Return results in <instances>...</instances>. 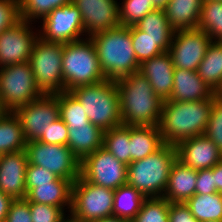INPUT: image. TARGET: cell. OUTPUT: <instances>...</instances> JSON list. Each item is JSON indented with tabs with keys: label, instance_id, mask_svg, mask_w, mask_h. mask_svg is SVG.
<instances>
[{
	"label": "cell",
	"instance_id": "cell-7",
	"mask_svg": "<svg viewBox=\"0 0 222 222\" xmlns=\"http://www.w3.org/2000/svg\"><path fill=\"white\" fill-rule=\"evenodd\" d=\"M63 46L62 42L46 41L40 36L34 43L28 63L36 86L43 94L65 91L62 74Z\"/></svg>",
	"mask_w": 222,
	"mask_h": 222
},
{
	"label": "cell",
	"instance_id": "cell-40",
	"mask_svg": "<svg viewBox=\"0 0 222 222\" xmlns=\"http://www.w3.org/2000/svg\"><path fill=\"white\" fill-rule=\"evenodd\" d=\"M68 127L64 121L59 117L54 122L50 123V126L46 129L45 133L38 139V141L47 144H68Z\"/></svg>",
	"mask_w": 222,
	"mask_h": 222
},
{
	"label": "cell",
	"instance_id": "cell-37",
	"mask_svg": "<svg viewBox=\"0 0 222 222\" xmlns=\"http://www.w3.org/2000/svg\"><path fill=\"white\" fill-rule=\"evenodd\" d=\"M119 5L120 26H133L146 14L155 10L151 0H123Z\"/></svg>",
	"mask_w": 222,
	"mask_h": 222
},
{
	"label": "cell",
	"instance_id": "cell-25",
	"mask_svg": "<svg viewBox=\"0 0 222 222\" xmlns=\"http://www.w3.org/2000/svg\"><path fill=\"white\" fill-rule=\"evenodd\" d=\"M164 144L159 126H130V163L153 154Z\"/></svg>",
	"mask_w": 222,
	"mask_h": 222
},
{
	"label": "cell",
	"instance_id": "cell-41",
	"mask_svg": "<svg viewBox=\"0 0 222 222\" xmlns=\"http://www.w3.org/2000/svg\"><path fill=\"white\" fill-rule=\"evenodd\" d=\"M20 20L19 0H0V33Z\"/></svg>",
	"mask_w": 222,
	"mask_h": 222
},
{
	"label": "cell",
	"instance_id": "cell-6",
	"mask_svg": "<svg viewBox=\"0 0 222 222\" xmlns=\"http://www.w3.org/2000/svg\"><path fill=\"white\" fill-rule=\"evenodd\" d=\"M62 74L65 91L105 80L95 45L90 37L64 43Z\"/></svg>",
	"mask_w": 222,
	"mask_h": 222
},
{
	"label": "cell",
	"instance_id": "cell-9",
	"mask_svg": "<svg viewBox=\"0 0 222 222\" xmlns=\"http://www.w3.org/2000/svg\"><path fill=\"white\" fill-rule=\"evenodd\" d=\"M28 163L46 168L58 178L77 180L81 161L65 145L47 144L38 140L26 143Z\"/></svg>",
	"mask_w": 222,
	"mask_h": 222
},
{
	"label": "cell",
	"instance_id": "cell-17",
	"mask_svg": "<svg viewBox=\"0 0 222 222\" xmlns=\"http://www.w3.org/2000/svg\"><path fill=\"white\" fill-rule=\"evenodd\" d=\"M26 150L0 155V191L12 199L26 198Z\"/></svg>",
	"mask_w": 222,
	"mask_h": 222
},
{
	"label": "cell",
	"instance_id": "cell-16",
	"mask_svg": "<svg viewBox=\"0 0 222 222\" xmlns=\"http://www.w3.org/2000/svg\"><path fill=\"white\" fill-rule=\"evenodd\" d=\"M80 11L85 36L117 28L119 4L116 0H72ZM88 32V33H87Z\"/></svg>",
	"mask_w": 222,
	"mask_h": 222
},
{
	"label": "cell",
	"instance_id": "cell-45",
	"mask_svg": "<svg viewBox=\"0 0 222 222\" xmlns=\"http://www.w3.org/2000/svg\"><path fill=\"white\" fill-rule=\"evenodd\" d=\"M169 222H199L184 203H170Z\"/></svg>",
	"mask_w": 222,
	"mask_h": 222
},
{
	"label": "cell",
	"instance_id": "cell-5",
	"mask_svg": "<svg viewBox=\"0 0 222 222\" xmlns=\"http://www.w3.org/2000/svg\"><path fill=\"white\" fill-rule=\"evenodd\" d=\"M85 108L88 120L103 131L122 125L116 81L103 80L70 91Z\"/></svg>",
	"mask_w": 222,
	"mask_h": 222
},
{
	"label": "cell",
	"instance_id": "cell-46",
	"mask_svg": "<svg viewBox=\"0 0 222 222\" xmlns=\"http://www.w3.org/2000/svg\"><path fill=\"white\" fill-rule=\"evenodd\" d=\"M12 200L10 196L0 191V222L5 221Z\"/></svg>",
	"mask_w": 222,
	"mask_h": 222
},
{
	"label": "cell",
	"instance_id": "cell-27",
	"mask_svg": "<svg viewBox=\"0 0 222 222\" xmlns=\"http://www.w3.org/2000/svg\"><path fill=\"white\" fill-rule=\"evenodd\" d=\"M197 73L214 92L218 90L222 85V42H211Z\"/></svg>",
	"mask_w": 222,
	"mask_h": 222
},
{
	"label": "cell",
	"instance_id": "cell-13",
	"mask_svg": "<svg viewBox=\"0 0 222 222\" xmlns=\"http://www.w3.org/2000/svg\"><path fill=\"white\" fill-rule=\"evenodd\" d=\"M212 40L198 28L174 32L168 53L174 68L197 71Z\"/></svg>",
	"mask_w": 222,
	"mask_h": 222
},
{
	"label": "cell",
	"instance_id": "cell-29",
	"mask_svg": "<svg viewBox=\"0 0 222 222\" xmlns=\"http://www.w3.org/2000/svg\"><path fill=\"white\" fill-rule=\"evenodd\" d=\"M146 197L128 184L114 190L113 215L133 220L141 210Z\"/></svg>",
	"mask_w": 222,
	"mask_h": 222
},
{
	"label": "cell",
	"instance_id": "cell-22",
	"mask_svg": "<svg viewBox=\"0 0 222 222\" xmlns=\"http://www.w3.org/2000/svg\"><path fill=\"white\" fill-rule=\"evenodd\" d=\"M75 181L57 178L50 184H38L27 192L25 199L29 203L48 204L62 209L68 206L69 212L72 205V187Z\"/></svg>",
	"mask_w": 222,
	"mask_h": 222
},
{
	"label": "cell",
	"instance_id": "cell-1",
	"mask_svg": "<svg viewBox=\"0 0 222 222\" xmlns=\"http://www.w3.org/2000/svg\"><path fill=\"white\" fill-rule=\"evenodd\" d=\"M215 98L214 94L200 101L165 100L158 124L164 143L177 146L181 141L204 135Z\"/></svg>",
	"mask_w": 222,
	"mask_h": 222
},
{
	"label": "cell",
	"instance_id": "cell-33",
	"mask_svg": "<svg viewBox=\"0 0 222 222\" xmlns=\"http://www.w3.org/2000/svg\"><path fill=\"white\" fill-rule=\"evenodd\" d=\"M135 26L151 38L173 39L175 32L168 24L165 10L162 9L149 12Z\"/></svg>",
	"mask_w": 222,
	"mask_h": 222
},
{
	"label": "cell",
	"instance_id": "cell-31",
	"mask_svg": "<svg viewBox=\"0 0 222 222\" xmlns=\"http://www.w3.org/2000/svg\"><path fill=\"white\" fill-rule=\"evenodd\" d=\"M103 148L128 166L130 164V126L122 124L104 131Z\"/></svg>",
	"mask_w": 222,
	"mask_h": 222
},
{
	"label": "cell",
	"instance_id": "cell-43",
	"mask_svg": "<svg viewBox=\"0 0 222 222\" xmlns=\"http://www.w3.org/2000/svg\"><path fill=\"white\" fill-rule=\"evenodd\" d=\"M5 222H32L29 202L24 199H13L9 205Z\"/></svg>",
	"mask_w": 222,
	"mask_h": 222
},
{
	"label": "cell",
	"instance_id": "cell-50",
	"mask_svg": "<svg viewBox=\"0 0 222 222\" xmlns=\"http://www.w3.org/2000/svg\"><path fill=\"white\" fill-rule=\"evenodd\" d=\"M170 0H151L155 9H162L164 10L169 3Z\"/></svg>",
	"mask_w": 222,
	"mask_h": 222
},
{
	"label": "cell",
	"instance_id": "cell-11",
	"mask_svg": "<svg viewBox=\"0 0 222 222\" xmlns=\"http://www.w3.org/2000/svg\"><path fill=\"white\" fill-rule=\"evenodd\" d=\"M80 176L94 185L116 190L127 184V165L101 147L81 161Z\"/></svg>",
	"mask_w": 222,
	"mask_h": 222
},
{
	"label": "cell",
	"instance_id": "cell-2",
	"mask_svg": "<svg viewBox=\"0 0 222 222\" xmlns=\"http://www.w3.org/2000/svg\"><path fill=\"white\" fill-rule=\"evenodd\" d=\"M116 85L123 125L158 126L164 101L146 77L136 72L117 80Z\"/></svg>",
	"mask_w": 222,
	"mask_h": 222
},
{
	"label": "cell",
	"instance_id": "cell-14",
	"mask_svg": "<svg viewBox=\"0 0 222 222\" xmlns=\"http://www.w3.org/2000/svg\"><path fill=\"white\" fill-rule=\"evenodd\" d=\"M42 21L38 33L46 41L69 43L85 35L80 11L72 2L53 9Z\"/></svg>",
	"mask_w": 222,
	"mask_h": 222
},
{
	"label": "cell",
	"instance_id": "cell-51",
	"mask_svg": "<svg viewBox=\"0 0 222 222\" xmlns=\"http://www.w3.org/2000/svg\"><path fill=\"white\" fill-rule=\"evenodd\" d=\"M9 111L4 107L2 99L0 97V120L7 114Z\"/></svg>",
	"mask_w": 222,
	"mask_h": 222
},
{
	"label": "cell",
	"instance_id": "cell-44",
	"mask_svg": "<svg viewBox=\"0 0 222 222\" xmlns=\"http://www.w3.org/2000/svg\"><path fill=\"white\" fill-rule=\"evenodd\" d=\"M217 193L214 186L213 167L211 169L198 170L195 194Z\"/></svg>",
	"mask_w": 222,
	"mask_h": 222
},
{
	"label": "cell",
	"instance_id": "cell-8",
	"mask_svg": "<svg viewBox=\"0 0 222 222\" xmlns=\"http://www.w3.org/2000/svg\"><path fill=\"white\" fill-rule=\"evenodd\" d=\"M42 95L28 62L0 68V97L9 112H14Z\"/></svg>",
	"mask_w": 222,
	"mask_h": 222
},
{
	"label": "cell",
	"instance_id": "cell-35",
	"mask_svg": "<svg viewBox=\"0 0 222 222\" xmlns=\"http://www.w3.org/2000/svg\"><path fill=\"white\" fill-rule=\"evenodd\" d=\"M72 0H19L20 19L31 22L41 20L53 9L70 3Z\"/></svg>",
	"mask_w": 222,
	"mask_h": 222
},
{
	"label": "cell",
	"instance_id": "cell-12",
	"mask_svg": "<svg viewBox=\"0 0 222 222\" xmlns=\"http://www.w3.org/2000/svg\"><path fill=\"white\" fill-rule=\"evenodd\" d=\"M14 114L21 122L26 142L38 140L50 123L60 117L58 93L43 94L27 105L18 107Z\"/></svg>",
	"mask_w": 222,
	"mask_h": 222
},
{
	"label": "cell",
	"instance_id": "cell-21",
	"mask_svg": "<svg viewBox=\"0 0 222 222\" xmlns=\"http://www.w3.org/2000/svg\"><path fill=\"white\" fill-rule=\"evenodd\" d=\"M197 170L176 159L173 163L163 197L170 203H185L195 195Z\"/></svg>",
	"mask_w": 222,
	"mask_h": 222
},
{
	"label": "cell",
	"instance_id": "cell-19",
	"mask_svg": "<svg viewBox=\"0 0 222 222\" xmlns=\"http://www.w3.org/2000/svg\"><path fill=\"white\" fill-rule=\"evenodd\" d=\"M139 73L148 79L153 92L163 101L170 98L173 89L174 65L168 52L142 62Z\"/></svg>",
	"mask_w": 222,
	"mask_h": 222
},
{
	"label": "cell",
	"instance_id": "cell-32",
	"mask_svg": "<svg viewBox=\"0 0 222 222\" xmlns=\"http://www.w3.org/2000/svg\"><path fill=\"white\" fill-rule=\"evenodd\" d=\"M198 29L214 42H222V1L204 0Z\"/></svg>",
	"mask_w": 222,
	"mask_h": 222
},
{
	"label": "cell",
	"instance_id": "cell-49",
	"mask_svg": "<svg viewBox=\"0 0 222 222\" xmlns=\"http://www.w3.org/2000/svg\"><path fill=\"white\" fill-rule=\"evenodd\" d=\"M68 217H65L66 214L63 216L60 222H84L81 218L75 216L71 211L69 212Z\"/></svg>",
	"mask_w": 222,
	"mask_h": 222
},
{
	"label": "cell",
	"instance_id": "cell-34",
	"mask_svg": "<svg viewBox=\"0 0 222 222\" xmlns=\"http://www.w3.org/2000/svg\"><path fill=\"white\" fill-rule=\"evenodd\" d=\"M60 118L66 125H88L87 114L79 100L70 92H58Z\"/></svg>",
	"mask_w": 222,
	"mask_h": 222
},
{
	"label": "cell",
	"instance_id": "cell-42",
	"mask_svg": "<svg viewBox=\"0 0 222 222\" xmlns=\"http://www.w3.org/2000/svg\"><path fill=\"white\" fill-rule=\"evenodd\" d=\"M57 178L58 177L56 175L46 168L28 163L25 179L26 192H28L31 188L36 187L38 184H50Z\"/></svg>",
	"mask_w": 222,
	"mask_h": 222
},
{
	"label": "cell",
	"instance_id": "cell-4",
	"mask_svg": "<svg viewBox=\"0 0 222 222\" xmlns=\"http://www.w3.org/2000/svg\"><path fill=\"white\" fill-rule=\"evenodd\" d=\"M176 159V146L164 144L153 154L127 166V184L146 198L163 197Z\"/></svg>",
	"mask_w": 222,
	"mask_h": 222
},
{
	"label": "cell",
	"instance_id": "cell-39",
	"mask_svg": "<svg viewBox=\"0 0 222 222\" xmlns=\"http://www.w3.org/2000/svg\"><path fill=\"white\" fill-rule=\"evenodd\" d=\"M32 222H60L64 210L48 204L29 203Z\"/></svg>",
	"mask_w": 222,
	"mask_h": 222
},
{
	"label": "cell",
	"instance_id": "cell-28",
	"mask_svg": "<svg viewBox=\"0 0 222 222\" xmlns=\"http://www.w3.org/2000/svg\"><path fill=\"white\" fill-rule=\"evenodd\" d=\"M21 122L14 112L7 113L0 120V155L26 149Z\"/></svg>",
	"mask_w": 222,
	"mask_h": 222
},
{
	"label": "cell",
	"instance_id": "cell-3",
	"mask_svg": "<svg viewBox=\"0 0 222 222\" xmlns=\"http://www.w3.org/2000/svg\"><path fill=\"white\" fill-rule=\"evenodd\" d=\"M90 38L107 80L117 81L139 72L140 64L132 45L131 26H118L95 33Z\"/></svg>",
	"mask_w": 222,
	"mask_h": 222
},
{
	"label": "cell",
	"instance_id": "cell-30",
	"mask_svg": "<svg viewBox=\"0 0 222 222\" xmlns=\"http://www.w3.org/2000/svg\"><path fill=\"white\" fill-rule=\"evenodd\" d=\"M131 39L139 64L167 52L172 41V39L151 38L135 25L131 26Z\"/></svg>",
	"mask_w": 222,
	"mask_h": 222
},
{
	"label": "cell",
	"instance_id": "cell-18",
	"mask_svg": "<svg viewBox=\"0 0 222 222\" xmlns=\"http://www.w3.org/2000/svg\"><path fill=\"white\" fill-rule=\"evenodd\" d=\"M176 149L177 159L197 171L211 169L222 161V152L205 135L181 141Z\"/></svg>",
	"mask_w": 222,
	"mask_h": 222
},
{
	"label": "cell",
	"instance_id": "cell-36",
	"mask_svg": "<svg viewBox=\"0 0 222 222\" xmlns=\"http://www.w3.org/2000/svg\"><path fill=\"white\" fill-rule=\"evenodd\" d=\"M168 202L164 197L146 198L133 222H169Z\"/></svg>",
	"mask_w": 222,
	"mask_h": 222
},
{
	"label": "cell",
	"instance_id": "cell-20",
	"mask_svg": "<svg viewBox=\"0 0 222 222\" xmlns=\"http://www.w3.org/2000/svg\"><path fill=\"white\" fill-rule=\"evenodd\" d=\"M215 92L199 77L197 71L174 68L173 89L168 100L185 102L211 98Z\"/></svg>",
	"mask_w": 222,
	"mask_h": 222
},
{
	"label": "cell",
	"instance_id": "cell-26",
	"mask_svg": "<svg viewBox=\"0 0 222 222\" xmlns=\"http://www.w3.org/2000/svg\"><path fill=\"white\" fill-rule=\"evenodd\" d=\"M199 222H222V194H195L184 203Z\"/></svg>",
	"mask_w": 222,
	"mask_h": 222
},
{
	"label": "cell",
	"instance_id": "cell-38",
	"mask_svg": "<svg viewBox=\"0 0 222 222\" xmlns=\"http://www.w3.org/2000/svg\"><path fill=\"white\" fill-rule=\"evenodd\" d=\"M204 135L222 152V100L215 98Z\"/></svg>",
	"mask_w": 222,
	"mask_h": 222
},
{
	"label": "cell",
	"instance_id": "cell-10",
	"mask_svg": "<svg viewBox=\"0 0 222 222\" xmlns=\"http://www.w3.org/2000/svg\"><path fill=\"white\" fill-rule=\"evenodd\" d=\"M114 190L94 185L81 176L73 183L71 212L84 222L113 215Z\"/></svg>",
	"mask_w": 222,
	"mask_h": 222
},
{
	"label": "cell",
	"instance_id": "cell-15",
	"mask_svg": "<svg viewBox=\"0 0 222 222\" xmlns=\"http://www.w3.org/2000/svg\"><path fill=\"white\" fill-rule=\"evenodd\" d=\"M28 21L20 20L0 33V68L29 61L39 34Z\"/></svg>",
	"mask_w": 222,
	"mask_h": 222
},
{
	"label": "cell",
	"instance_id": "cell-47",
	"mask_svg": "<svg viewBox=\"0 0 222 222\" xmlns=\"http://www.w3.org/2000/svg\"><path fill=\"white\" fill-rule=\"evenodd\" d=\"M214 186L222 194V161L213 167Z\"/></svg>",
	"mask_w": 222,
	"mask_h": 222
},
{
	"label": "cell",
	"instance_id": "cell-48",
	"mask_svg": "<svg viewBox=\"0 0 222 222\" xmlns=\"http://www.w3.org/2000/svg\"><path fill=\"white\" fill-rule=\"evenodd\" d=\"M93 222H133V221L128 220V219L119 218L117 216L112 215V216L100 218V219L95 220Z\"/></svg>",
	"mask_w": 222,
	"mask_h": 222
},
{
	"label": "cell",
	"instance_id": "cell-24",
	"mask_svg": "<svg viewBox=\"0 0 222 222\" xmlns=\"http://www.w3.org/2000/svg\"><path fill=\"white\" fill-rule=\"evenodd\" d=\"M204 0H170L165 10L174 31L192 30L199 26Z\"/></svg>",
	"mask_w": 222,
	"mask_h": 222
},
{
	"label": "cell",
	"instance_id": "cell-23",
	"mask_svg": "<svg viewBox=\"0 0 222 222\" xmlns=\"http://www.w3.org/2000/svg\"><path fill=\"white\" fill-rule=\"evenodd\" d=\"M67 127L69 131L67 147L79 161L103 147L104 131L92 123L67 125Z\"/></svg>",
	"mask_w": 222,
	"mask_h": 222
},
{
	"label": "cell",
	"instance_id": "cell-52",
	"mask_svg": "<svg viewBox=\"0 0 222 222\" xmlns=\"http://www.w3.org/2000/svg\"><path fill=\"white\" fill-rule=\"evenodd\" d=\"M215 95L217 98L222 100V85L218 88V90L215 92Z\"/></svg>",
	"mask_w": 222,
	"mask_h": 222
}]
</instances>
